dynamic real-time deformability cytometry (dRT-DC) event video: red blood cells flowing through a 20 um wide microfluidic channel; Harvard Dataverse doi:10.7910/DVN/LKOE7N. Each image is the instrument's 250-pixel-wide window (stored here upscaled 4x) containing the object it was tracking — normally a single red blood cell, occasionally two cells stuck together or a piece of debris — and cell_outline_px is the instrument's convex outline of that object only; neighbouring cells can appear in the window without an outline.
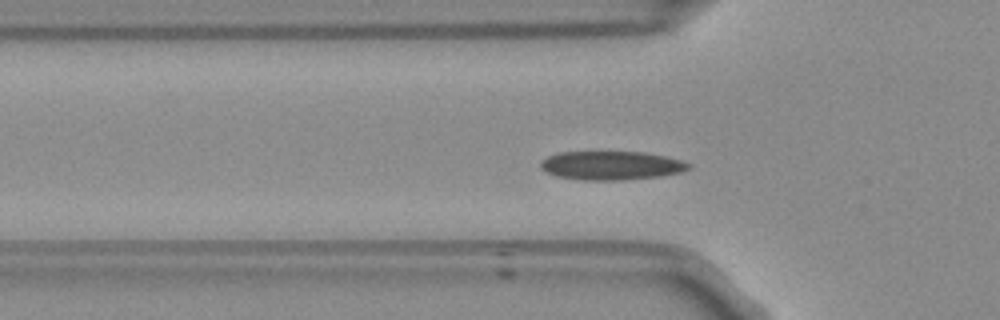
{"species": "Egyptian fruit bat (a non-hibernating species)", "species_latin": "Rousettus aegyptiacus", "temperature_condition": "room temperature", "stored_images_in_passage": 40, "camera_frame_rate_fps": 3000, "um_per_image_px": 0.085, "frame": {"image": 1, "passage_image": 3, "time_ms": 0.667, "image_size_px": [1000, 320], "cell_outline_px": [[692, 168], [680, 172], [660, 176], [624, 180], [580, 180], [556, 176], [544, 172], [540, 168], [540, 160], [548, 156], [560, 152], [644, 152], [664, 156], [680, 160], [692, 164]], "centroid_in_image_um": [51.93, 14.07], "position_along_channel_um": 73.9, "area_um2": 24.97}}
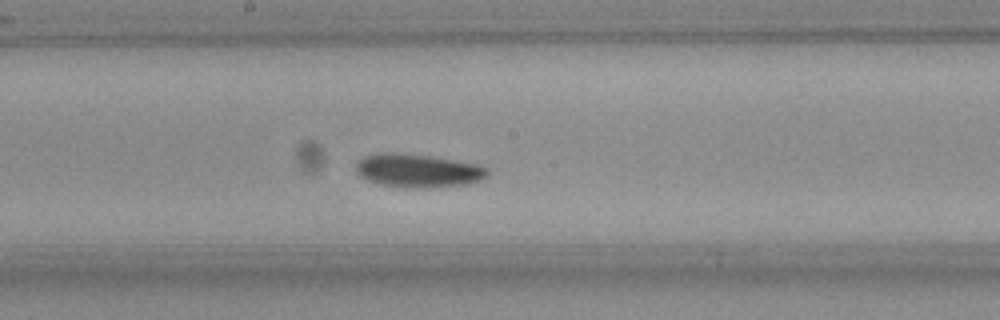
{"frame": {"image": 2, "passage_image": 14, "time_ms": 4.333, "image_size_px": [1000, 320], "cell_outline_px": [[488, 176], [480, 180], [468, 184], [428, 188], [400, 188], [380, 184], [368, 180], [360, 176], [356, 172], [356, 164], [364, 156], [424, 156], [480, 164], [488, 168]], "centroid_in_image_um": [35.62, 14.58], "position_along_channel_um": 212.6, "area_um2": 24.62}}
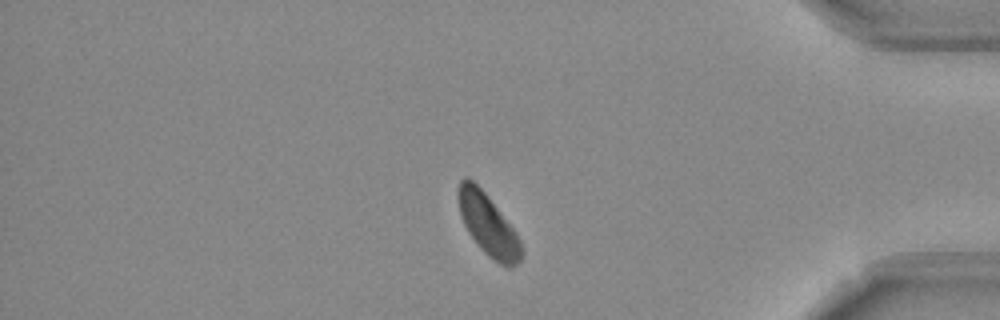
{"frame": {"image": 3, "passage_image": 31, "time_ms": 10.0, "image_size_px": [1000, 320], "cell_outline_px": [[524, 256], [512, 268], [508, 268], [500, 264], [488, 256], [480, 248], [468, 232], [464, 224], [460, 212], [460, 180], [464, 176], [468, 176], [484, 192], [516, 232], [524, 248]], "centroid_in_image_um": [41.55, 19.18], "position_along_channel_um": 393.7, "area_um2": 22.25}, "authors_computed_cell_mechanics": {"area_um2": 23.698, "velocity_mm_per_s": 3.7681, "shape_relaxation_time_tau1_ms": 3.6796, "shape_relaxation_time_tau2_ms": null, "deformation_change_tau1": 0.0923, "deformation_change_tau2": null}}